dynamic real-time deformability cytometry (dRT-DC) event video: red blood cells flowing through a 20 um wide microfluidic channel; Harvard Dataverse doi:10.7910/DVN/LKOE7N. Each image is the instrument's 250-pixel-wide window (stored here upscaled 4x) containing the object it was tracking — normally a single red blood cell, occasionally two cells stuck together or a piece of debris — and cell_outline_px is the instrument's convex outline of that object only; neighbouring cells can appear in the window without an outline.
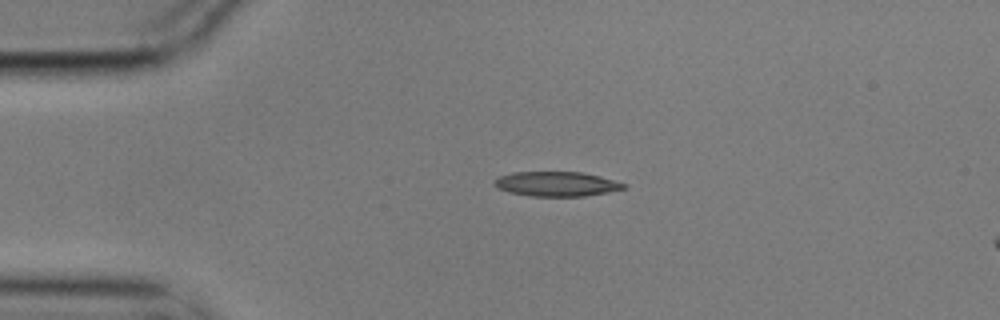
{"species": "common noctule bat (a hibernating species)", "species_latin": "Nyctalus noctula", "temperature_condition": "cold", "stored_images_in_passage": 3, "segment_of_instrument_passage": [1, 2], "camera_frame_rate_fps": 3000, "um_per_image_px": 0.085, "animal": {"sex": "male", "body_mass_g": 17.9}, "frame": {"image": 1, "passage_image": 1, "time_ms": 0.0, "image_size_px": [1000, 320], "cell_outline_px": [[628, 188], [608, 192], [584, 196], [528, 196], [508, 192], [496, 188], [492, 184], [500, 176], [512, 172], [584, 172], [600, 176], [628, 184]], "centroid_in_image_um": [47.32, 15.64], "position_along_channel_um": 37.7, "area_um2": 18.79}}